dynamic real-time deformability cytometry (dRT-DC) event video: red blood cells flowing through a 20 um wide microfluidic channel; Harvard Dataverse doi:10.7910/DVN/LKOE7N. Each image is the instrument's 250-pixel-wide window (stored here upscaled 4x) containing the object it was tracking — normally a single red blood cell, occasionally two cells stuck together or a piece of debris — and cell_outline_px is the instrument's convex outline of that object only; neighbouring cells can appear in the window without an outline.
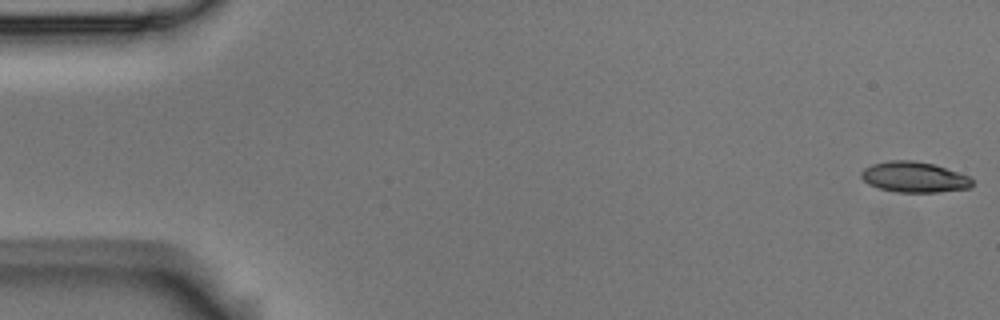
{"species": "Egyptian fruit bat (a non-hibernating species)", "species_latin": "Rousettus aegyptiacus", "temperature_condition": "room temperature", "stored_images_in_passage": 51, "camera_frame_rate_fps": 3000, "um_per_image_px": 0.085, "animal": {"sex": "male"}, "frame": {"image": 1, "passage_image": 1, "time_ms": 0.0, "image_size_px": [1000, 320], "cell_outline_px": [[972, 188], [936, 192], [896, 192], [880, 188], [868, 184], [860, 176], [860, 172], [864, 168], [872, 164], [888, 160], [912, 160], [932, 164], [968, 176], [972, 180]], "centroid_in_image_um": [77.67, 15.05], "position_along_channel_um": 7.3, "area_um2": 19.65}}
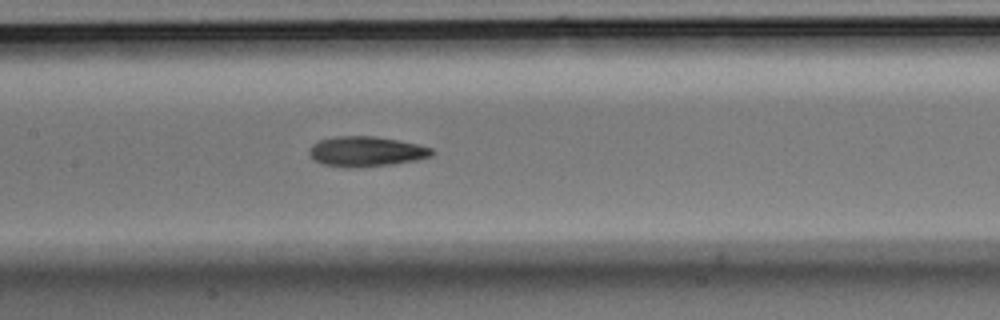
{"frame": {"image": 2, "passage_image": 26, "time_ms": 8.333, "image_size_px": [1000, 320], "cell_outline_px": [[436, 152], [432, 156], [416, 160], [392, 164], [356, 168], [344, 168], [324, 164], [312, 160], [308, 156], [308, 148], [312, 144], [320, 140], [332, 136], [376, 136], [416, 144], [432, 148]], "centroid_in_image_um": [31.07, 12.88], "position_along_channel_um": 176.3, "area_um2": 21.85}}
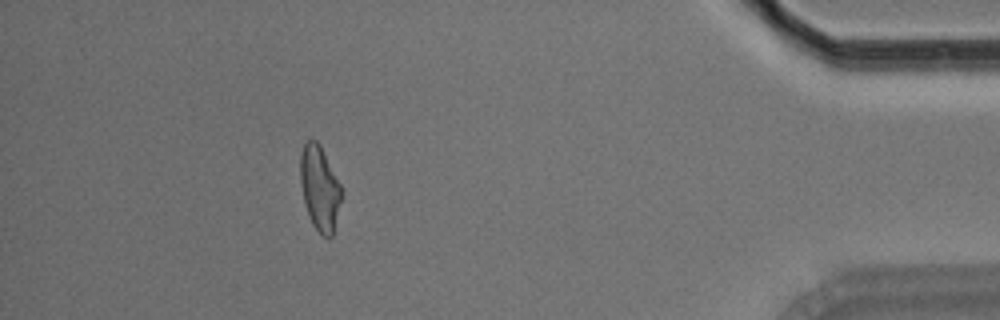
{"frame": {"image": 3, "passage_image": 49, "time_ms": 16.0, "image_size_px": [1000, 320], "cell_outline_px": [[340, 200], [332, 236], [324, 236], [312, 224], [308, 216], [304, 204], [300, 184], [300, 152], [304, 144], [308, 140], [316, 140], [320, 144], [340, 184]], "centroid_in_image_um": [27.12, 15.95], "position_along_channel_um": 408.1, "area_um2": 19.94}}